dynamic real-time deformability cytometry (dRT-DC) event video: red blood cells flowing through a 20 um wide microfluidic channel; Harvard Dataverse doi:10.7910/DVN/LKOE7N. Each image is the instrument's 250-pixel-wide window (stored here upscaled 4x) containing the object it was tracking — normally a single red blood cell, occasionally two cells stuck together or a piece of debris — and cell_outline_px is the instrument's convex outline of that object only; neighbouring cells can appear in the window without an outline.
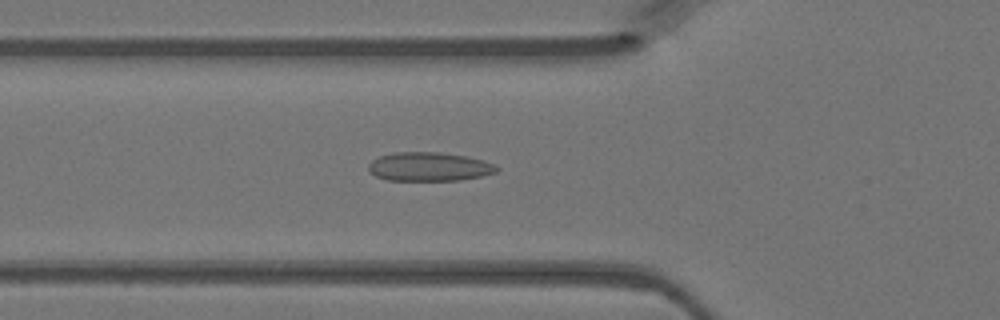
{"species": "Egyptian fruit bat (a non-hibernating species)", "species_latin": "Rousettus aegyptiacus", "temperature_condition": "warm", "stored_images_in_passage": 33, "camera_frame_rate_fps": 3000, "um_per_image_px": 0.085, "animal": {"sex": "female"}, "frame": {"image": 1, "passage_image": 3, "time_ms": 0.667, "image_size_px": [1000, 320], "cell_outline_px": [[500, 168], [496, 172], [480, 176], [460, 180], [388, 180], [376, 176], [368, 172], [368, 164], [372, 160], [380, 156], [392, 152], [440, 152], [468, 156], [484, 160]], "centroid_in_image_um": [36.45, 14.16], "position_along_channel_um": 89.3, "area_um2": 21.62}}
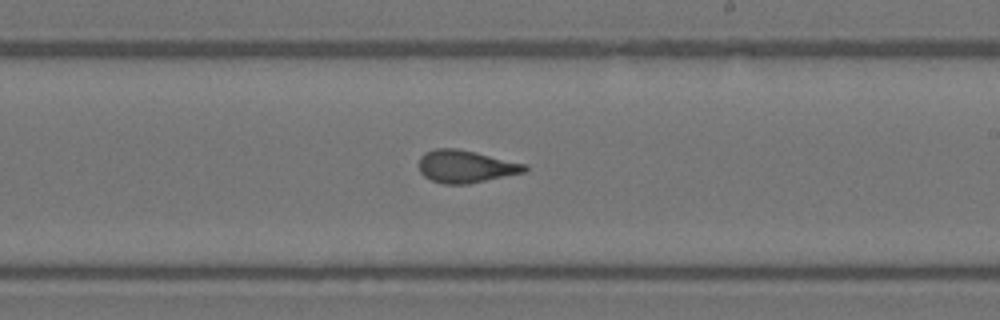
{"frame": {"image": 2, "passage_image": 14, "time_ms": 4.333, "image_size_px": [1000, 320], "cell_outline_px": [[528, 168], [524, 172], [468, 184], [444, 184], [432, 180], [424, 176], [420, 172], [420, 156], [424, 152], [436, 148], [456, 148], [476, 152], [528, 164]], "centroid_in_image_um": [39.59, 14.14], "position_along_channel_um": 249.4, "area_um2": 20.06}}
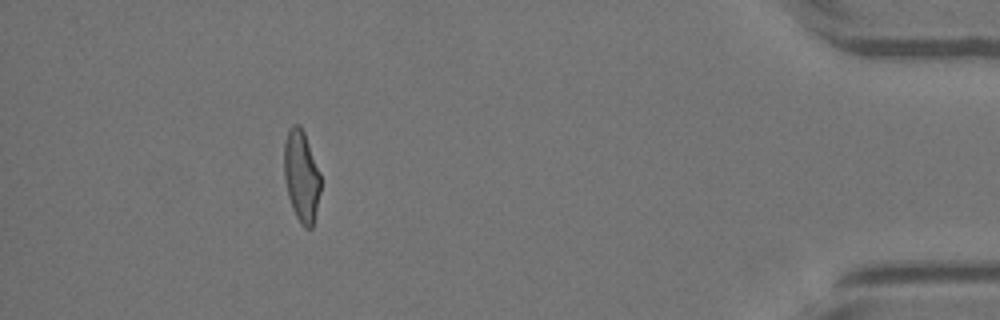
{"frame": {"image": 3, "passage_image": 29, "time_ms": 9.333, "image_size_px": [1000, 320], "cell_outline_px": [[320, 192], [312, 228], [304, 228], [300, 224], [292, 208], [288, 196], [284, 176], [284, 144], [288, 128], [292, 124], [300, 124], [304, 132], [320, 172]], "centroid_in_image_um": [25.61, 14.95], "position_along_channel_um": 409.6, "area_um2": 19.54}}